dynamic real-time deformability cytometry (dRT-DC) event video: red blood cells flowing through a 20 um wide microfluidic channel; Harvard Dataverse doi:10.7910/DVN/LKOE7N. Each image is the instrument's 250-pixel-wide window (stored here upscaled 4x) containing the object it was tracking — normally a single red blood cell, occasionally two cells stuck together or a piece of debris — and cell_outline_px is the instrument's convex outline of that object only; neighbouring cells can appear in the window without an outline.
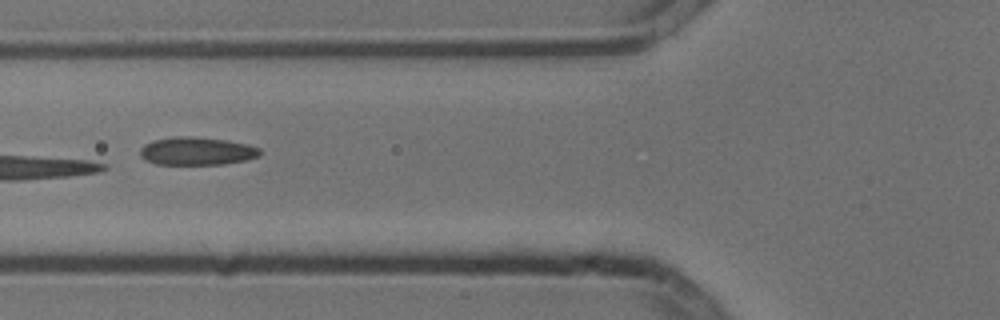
{"species": "common noctule bat (a hibernating species)", "species_latin": "Nyctalus noctula", "temperature_condition": "cold", "stored_images_in_passage": 10, "camera_frame_rate_fps": 3000, "um_per_image_px": 0.085, "animal": {"sex": "male", "body_mass_g": 13.3}, "frame": {"image": 1, "passage_image": 6, "time_ms": 1.667, "image_size_px": [1000, 320], "cell_outline_px": [[260, 156], [244, 160], [224, 164], [156, 164], [144, 160], [140, 156], [140, 148], [144, 144], [152, 140], [172, 136], [192, 136], [228, 140], [248, 144], [260, 148]], "centroid_in_image_um": [16.7, 12.83], "position_along_channel_um": 109.1, "area_um2": 19.77}}
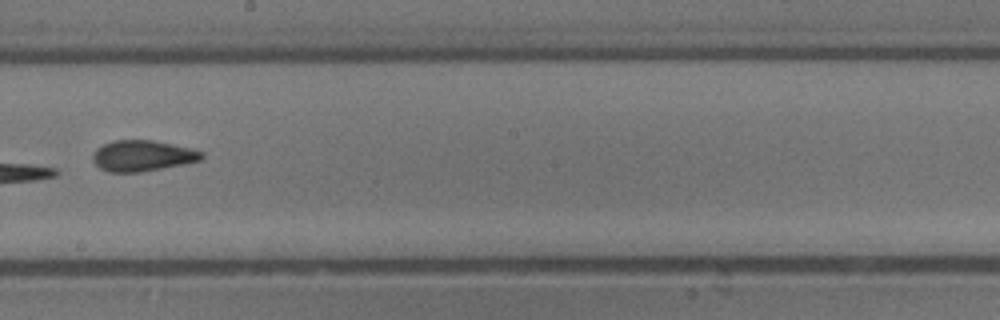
{"frame": {"image": 2, "passage_image": 9, "time_ms": 2.667, "image_size_px": [1000, 320], "cell_outline_px": [[204, 156], [200, 160], [184, 164], [140, 172], [108, 172], [100, 168], [92, 160], [92, 156], [96, 148], [112, 140], [152, 140], [192, 148], [204, 152]], "centroid_in_image_um": [12.11, 13.23], "position_along_channel_um": 236.1, "area_um2": 19.65}}
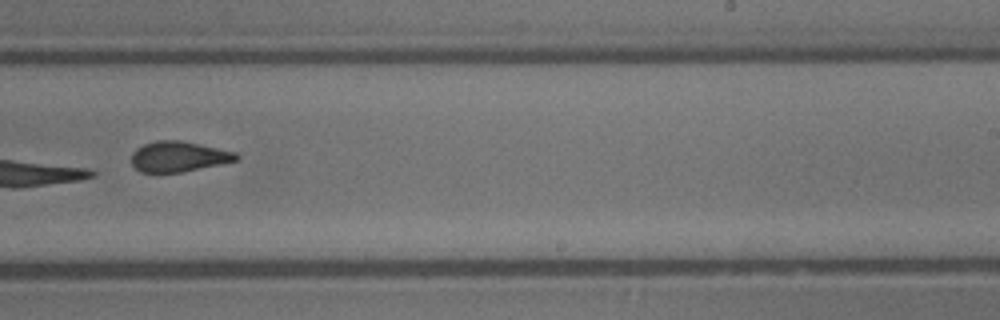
{"frame": {"image": 3, "passage_image": 10, "time_ms": 3.0, "image_size_px": [1000, 320], "cell_outline_px": [[240, 160], [180, 172], [140, 172], [132, 164], [132, 152], [136, 148], [144, 144], [156, 140], [180, 140], [236, 152], [240, 156]], "centroid_in_image_um": [15.19, 13.3], "position_along_channel_um": 273.8, "area_um2": 18.5}}